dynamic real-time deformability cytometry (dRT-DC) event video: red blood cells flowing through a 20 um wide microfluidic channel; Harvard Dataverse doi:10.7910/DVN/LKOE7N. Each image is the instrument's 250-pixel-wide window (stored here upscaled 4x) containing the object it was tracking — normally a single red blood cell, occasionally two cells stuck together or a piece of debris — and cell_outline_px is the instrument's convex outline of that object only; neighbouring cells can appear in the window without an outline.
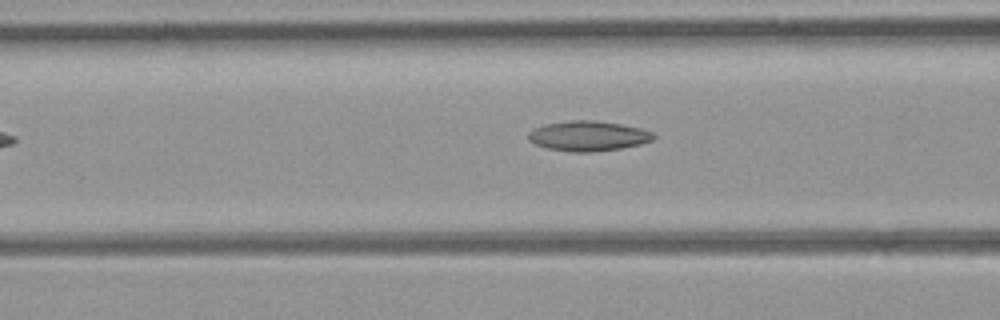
{"species": "common noctule bat (a hibernating species)", "species_latin": "Nyctalus noctula", "temperature_condition": "room temperature", "stored_images_in_passage": 10, "camera_frame_rate_fps": 3000, "um_per_image_px": 0.085, "animal": {"sex": "female", "body_mass_g": 21.9}, "frame": {"image": 1, "passage_image": 5, "time_ms": 1.333, "image_size_px": [1000, 320], "cell_outline_px": [[656, 136], [652, 140], [640, 144], [620, 148], [592, 152], [572, 152], [548, 148], [536, 144], [528, 140], [528, 132], [544, 124], [572, 120], [596, 120], [620, 124], [640, 128], [652, 132]], "centroid_in_image_um": [49.99, 11.55], "position_along_channel_um": 116.6, "area_um2": 21.79}}
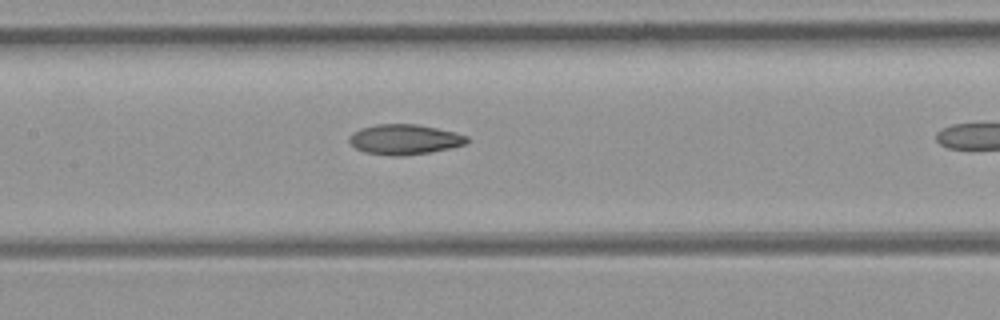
{"frame": {"image": 2, "passage_image": 9, "time_ms": 2.667, "image_size_px": [1000, 320], "cell_outline_px": [[468, 140], [464, 144], [448, 148], [428, 152], [404, 156], [392, 156], [364, 152], [356, 148], [348, 140], [348, 136], [352, 132], [360, 128], [376, 124], [416, 124], [436, 128], [468, 136]], "centroid_in_image_um": [34.31, 11.85], "position_along_channel_um": 173.1, "area_um2": 20.52}}